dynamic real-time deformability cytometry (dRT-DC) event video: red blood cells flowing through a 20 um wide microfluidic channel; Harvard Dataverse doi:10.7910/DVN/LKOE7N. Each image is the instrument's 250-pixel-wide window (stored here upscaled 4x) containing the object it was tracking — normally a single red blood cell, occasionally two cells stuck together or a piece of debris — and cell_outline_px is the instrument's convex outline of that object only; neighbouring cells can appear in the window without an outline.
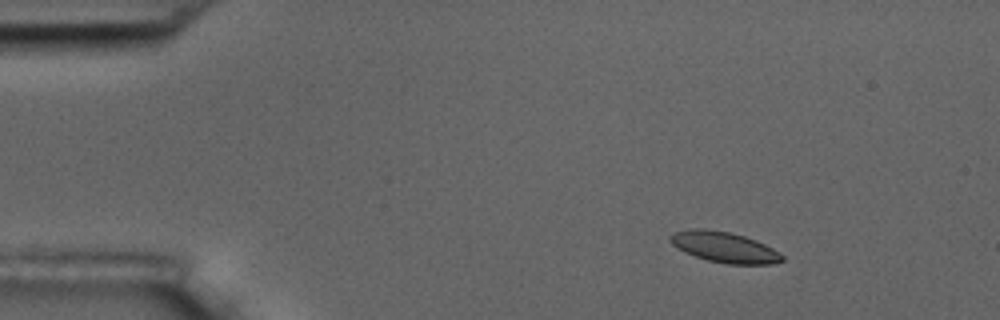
{"species": "common noctule bat (a hibernating species)", "species_latin": "Nyctalus noctula", "temperature_condition": "room temperature", "stored_images_in_passage": 5, "camera_frame_rate_fps": 3000, "um_per_image_px": 0.085, "animal": {"sex": "male", "body_mass_g": 17.5, "forearm_length_mm": 52.3}, "frame": {"image": 1, "passage_image": 2, "time_ms": 1.0, "image_size_px": [1000, 320], "cell_outline_px": [[784, 260], [772, 264], [728, 264], [708, 260], [684, 252], [672, 244], [668, 240], [668, 236], [676, 232], [688, 228], [704, 228], [728, 232], [744, 236], [756, 240], [780, 252], [784, 256]], "centroid_in_image_um": [61.56, 21.0], "position_along_channel_um": 23.4, "area_um2": 20.0}}